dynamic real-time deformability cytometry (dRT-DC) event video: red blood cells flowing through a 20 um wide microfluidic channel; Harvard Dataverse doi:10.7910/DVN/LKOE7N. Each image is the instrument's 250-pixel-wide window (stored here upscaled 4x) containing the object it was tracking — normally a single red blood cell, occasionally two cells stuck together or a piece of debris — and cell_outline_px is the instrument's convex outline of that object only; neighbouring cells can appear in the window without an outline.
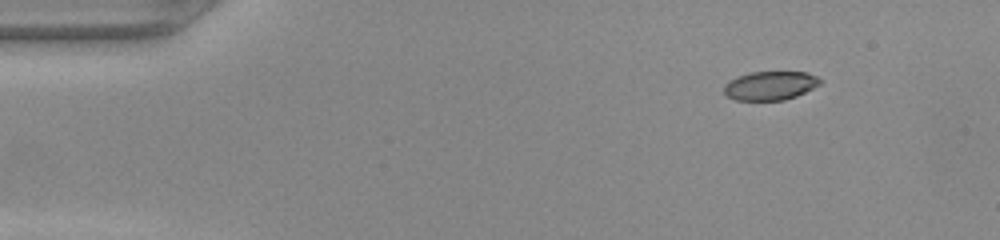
{"species": "common noctule bat (a hibernating species)", "species_latin": "Nyctalus noctula", "temperature_condition": "warm", "stored_images_in_passage": 45, "camera_frame_rate_fps": 3000, "um_per_image_px": 0.085, "animal": {"sex": "female", "body_mass_g": 22.0, "forearm_length_mm": 56.7}, "frame": {"image": 1, "passage_image": 1, "time_ms": 0.0, "image_size_px": [1000, 240], "cell_outline_px": [[824, 80], [820, 84], [796, 96], [784, 100], [736, 100], [728, 96], [724, 92], [724, 84], [728, 80], [736, 76], [752, 72], [808, 72]], "centroid_in_image_um": [65.46, 7.27], "position_along_channel_um": 19.5, "area_um2": 16.18}}
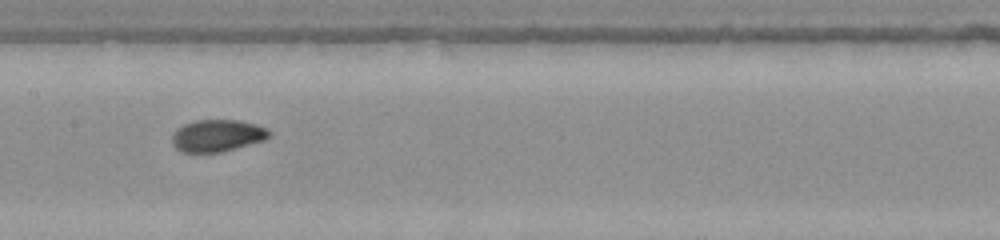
{"frame": {"image": 2, "passage_image": 20, "time_ms": 6.333, "image_size_px": [1000, 240], "cell_outline_px": [[272, 132], [264, 140], [220, 152], [184, 152], [176, 148], [172, 140], [172, 136], [176, 128], [184, 124], [196, 120], [240, 120], [256, 124], [268, 128]], "centroid_in_image_um": [18.48, 11.51], "position_along_channel_um": 188.9, "area_um2": 18.03}}
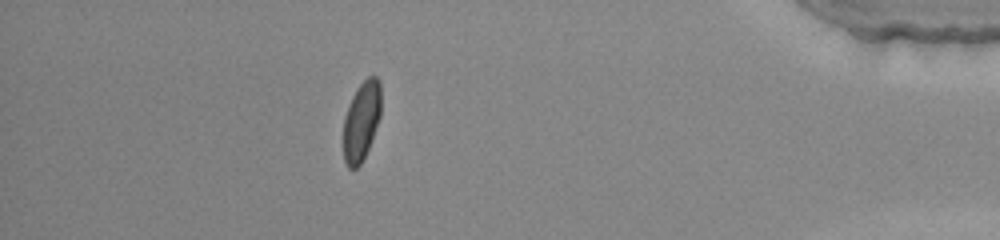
{"frame": {"image": 3, "passage_image": 39, "time_ms": 12.667, "image_size_px": [1000, 240], "cell_outline_px": [[380, 116], [368, 148], [360, 164], [356, 168], [348, 168], [344, 160], [344, 116], [348, 104], [356, 88], [368, 76], [376, 76], [380, 80]], "centroid_in_image_um": [30.71, 10.25], "position_along_channel_um": 404.5, "area_um2": 17.22}}